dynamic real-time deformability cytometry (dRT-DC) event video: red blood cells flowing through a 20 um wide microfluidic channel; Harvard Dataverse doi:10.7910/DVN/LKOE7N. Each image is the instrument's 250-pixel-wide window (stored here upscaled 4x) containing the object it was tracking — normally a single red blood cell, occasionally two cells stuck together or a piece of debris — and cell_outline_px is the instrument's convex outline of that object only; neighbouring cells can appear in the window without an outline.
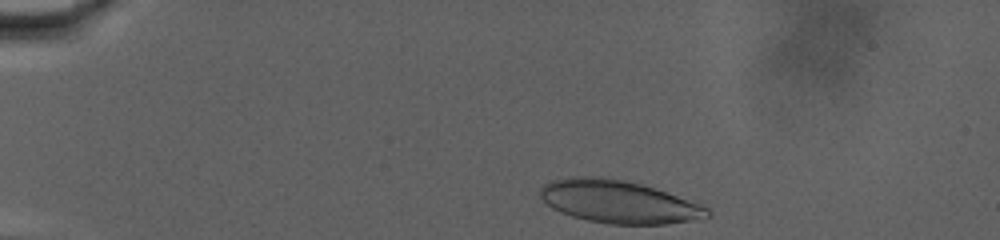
{"species": "human", "species_latin": "Homo sapiens", "temperature_condition": "warm", "stored_images_in_passage": 51, "camera_frame_rate_fps": 3000, "um_per_image_px": 0.085, "donor": {"sex": "male"}, "frame": {"image": 1, "passage_image": 1, "time_ms": 0.0, "image_size_px": [1000, 240], "cell_outline_px": [[712, 216], [704, 220], [668, 224], [608, 224], [588, 220], [572, 216], [560, 212], [552, 208], [540, 196], [540, 188], [544, 184], [552, 180], [576, 176], [600, 176], [624, 180], [640, 184], [700, 200], [712, 212]], "centroid_in_image_um": [52.74, 17.15], "position_along_channel_um": 32.3, "area_um2": 42.66}}
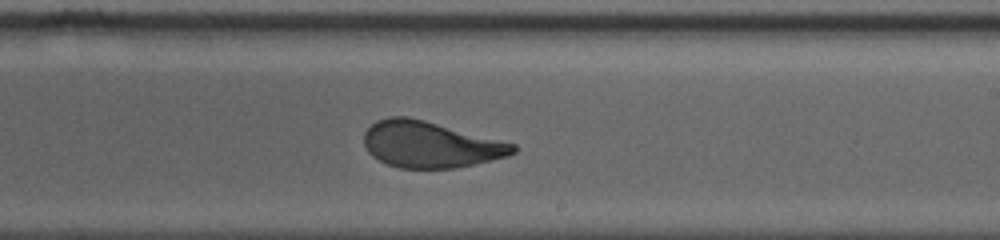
{"frame": {"image": 2, "passage_image": 33, "time_ms": 10.667, "image_size_px": [1000, 240], "cell_outline_px": [[520, 148], [516, 152], [508, 156], [472, 164], [452, 168], [400, 168], [388, 164], [372, 156], [368, 152], [364, 144], [364, 132], [376, 120], [388, 116], [408, 116], [424, 120], [516, 144]], "centroid_in_image_um": [36.56, 12.27], "position_along_channel_um": 252.4, "area_um2": 40.06}}
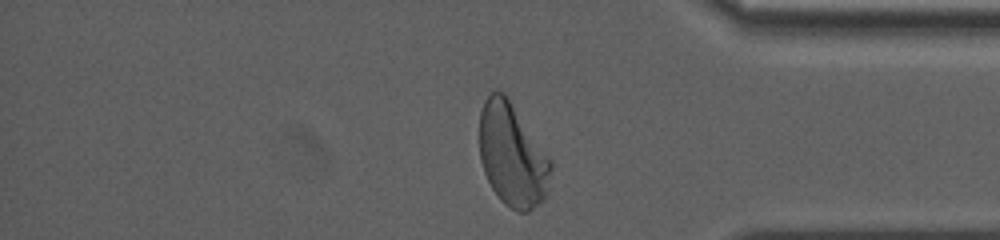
{"frame": {"image": 3, "passage_image": 49, "time_ms": 16.0, "image_size_px": [1000, 240], "cell_outline_px": [[552, 168], [544, 196], [528, 212], [516, 212], [504, 204], [500, 200], [492, 188], [484, 172], [480, 160], [480, 112], [484, 100], [492, 92], [504, 92], [508, 96], [552, 160]], "centroid_in_image_um": [43.53, 13.16], "position_along_channel_um": 391.7, "area_um2": 42.77}, "authors_computed_cell_mechanics": {"area_um2": 41.2114, "velocity_mm_per_s": 2.8448, "shape_relaxation_time_tau1_ms": 8.204, "shape_relaxation_time_tau2_ms": 1.0554, "deformation_change_tau1": 0.2202, "deformation_change_tau2": 0.0845}}